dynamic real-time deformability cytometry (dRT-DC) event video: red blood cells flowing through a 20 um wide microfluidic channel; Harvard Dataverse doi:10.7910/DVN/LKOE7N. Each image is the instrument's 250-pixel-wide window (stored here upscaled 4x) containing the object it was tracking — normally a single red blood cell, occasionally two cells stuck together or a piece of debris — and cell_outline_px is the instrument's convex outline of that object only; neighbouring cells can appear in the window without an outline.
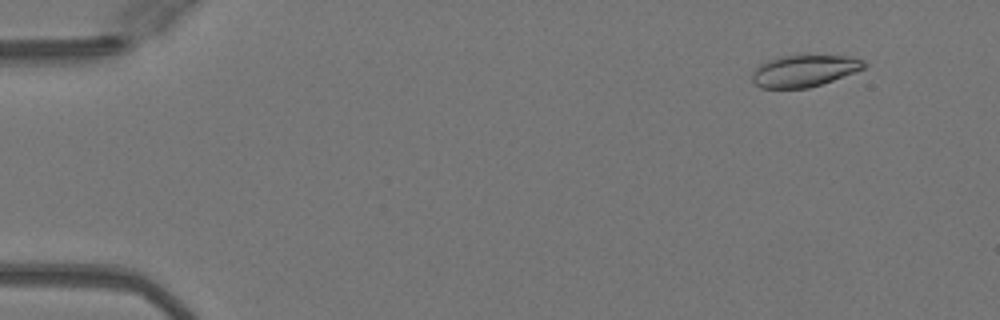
{"species": "Egyptian fruit bat (a non-hibernating species)", "species_latin": "Rousettus aegyptiacus", "temperature_condition": "warm", "stored_images_in_passage": 50, "camera_frame_rate_fps": 3000, "um_per_image_px": 0.085, "animal": {"sex": "female"}, "frame": {"image": 1, "passage_image": 4, "time_ms": 1.0, "image_size_px": [1000, 320], "cell_outline_px": [[868, 64], [864, 68], [832, 80], [808, 88], [760, 88], [752, 80], [752, 72], [760, 64], [768, 60], [780, 56], [848, 56], [864, 60]], "centroid_in_image_um": [68.34, 6.02], "position_along_channel_um": 16.7, "area_um2": 20.4}}
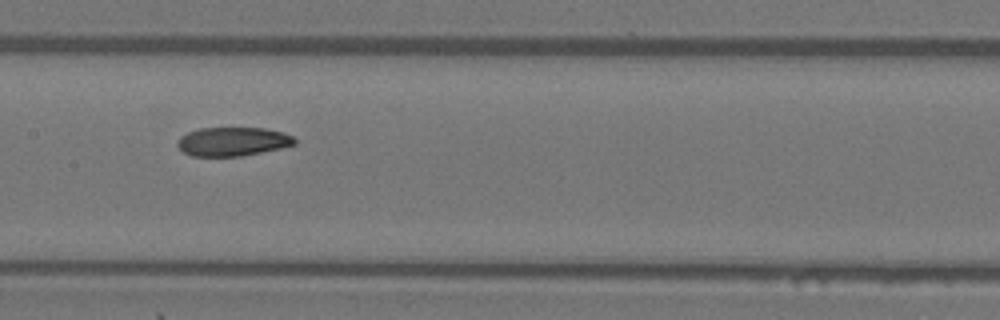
{"frame": {"image": 2, "passage_image": 25, "time_ms": 8.0, "image_size_px": [1000, 320], "cell_outline_px": [[296, 144], [280, 148], [240, 156], [192, 156], [184, 152], [176, 144], [180, 136], [188, 132], [200, 128], [264, 128], [284, 132], [292, 136], [296, 140]], "centroid_in_image_um": [19.78, 12.02], "position_along_channel_um": 187.6, "area_um2": 19.59}}
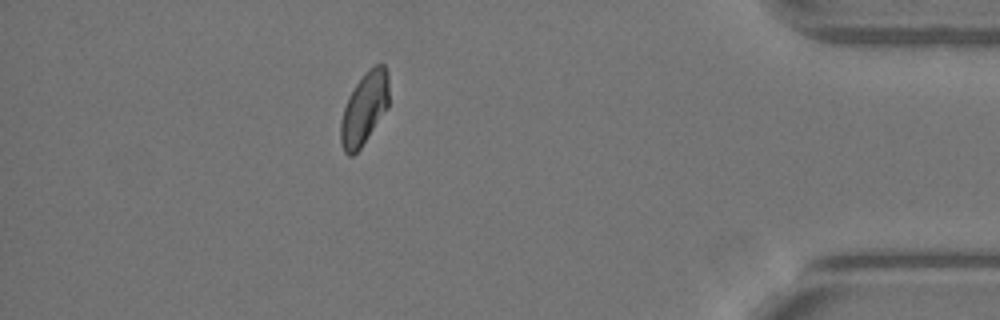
{"frame": {"image": 3, "passage_image": 44, "time_ms": 14.333, "image_size_px": [1000, 320], "cell_outline_px": [[388, 108], [360, 148], [352, 156], [348, 156], [344, 152], [340, 140], [340, 124], [344, 108], [348, 96], [356, 84], [368, 68], [380, 60], [384, 64], [388, 72]], "centroid_in_image_um": [30.97, 9.18], "position_along_channel_um": 404.2, "area_um2": 20.46}, "authors_computed_cell_mechanics": {"area_um2": 20.6057, "velocity_mm_per_s": 4.0877, "shape_relaxation_time_tau1_ms": 9.3266, "shape_relaxation_time_tau2_ms": 4.3133, "deformation_change_tau1": 0.2074, "deformation_change_tau2": 0.0967}}